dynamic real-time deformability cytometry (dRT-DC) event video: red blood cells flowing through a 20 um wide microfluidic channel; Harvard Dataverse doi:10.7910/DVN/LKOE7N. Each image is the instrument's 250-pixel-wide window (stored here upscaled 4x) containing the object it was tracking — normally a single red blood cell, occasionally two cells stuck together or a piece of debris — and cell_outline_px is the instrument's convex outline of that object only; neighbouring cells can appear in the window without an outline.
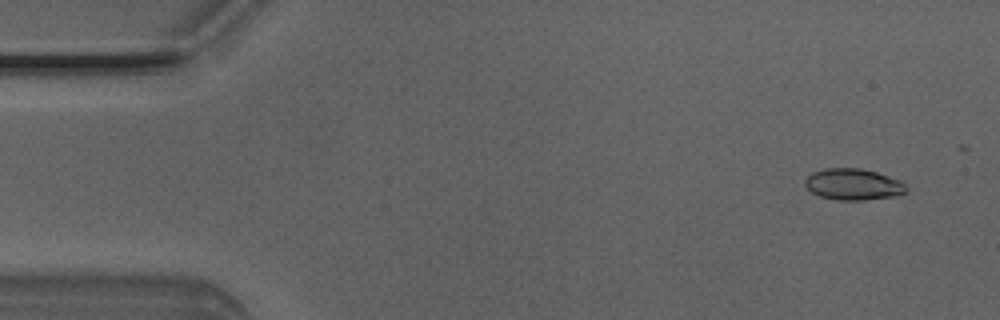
{"species": "Egyptian fruit bat (a non-hibernating species)", "species_latin": "Rousettus aegyptiacus", "temperature_condition": "room temperature", "stored_images_in_passage": 4, "camera_frame_rate_fps": 3000, "um_per_image_px": 0.085, "animal": {"sex": "male"}, "frame": {"image": 1, "passage_image": 1, "time_ms": 0.0, "image_size_px": [1000, 320], "cell_outline_px": [[908, 188], [904, 192], [896, 196], [864, 200], [836, 200], [820, 196], [812, 192], [804, 184], [804, 180], [812, 172], [824, 168], [860, 168], [876, 172], [900, 180]], "centroid_in_image_um": [72.51, 15.67], "position_along_channel_um": 12.5, "area_um2": 18.5}}
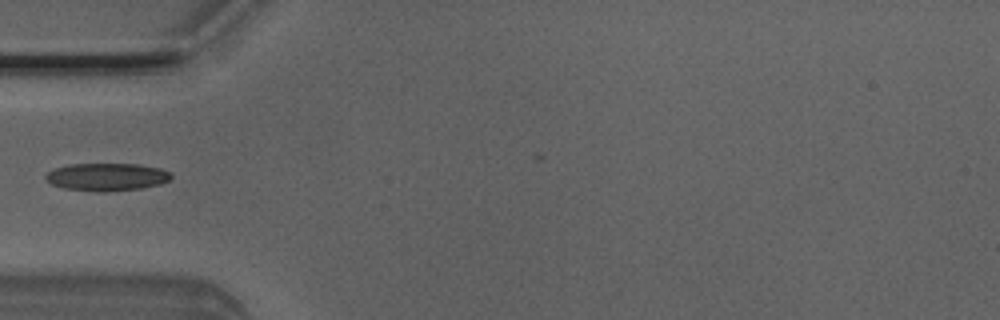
{"frame": {"image": 2, "passage_image": 4, "time_ms": 1.0, "image_size_px": [1000, 320], "cell_outline_px": [[172, 176], [168, 180], [160, 184], [140, 188], [108, 192], [96, 192], [64, 188], [52, 184], [44, 176], [48, 172], [56, 168], [68, 164], [140, 164], [160, 168], [172, 172]], "centroid_in_image_um": [9.1, 15.04], "position_along_channel_um": 75.9, "area_um2": 20.29}}